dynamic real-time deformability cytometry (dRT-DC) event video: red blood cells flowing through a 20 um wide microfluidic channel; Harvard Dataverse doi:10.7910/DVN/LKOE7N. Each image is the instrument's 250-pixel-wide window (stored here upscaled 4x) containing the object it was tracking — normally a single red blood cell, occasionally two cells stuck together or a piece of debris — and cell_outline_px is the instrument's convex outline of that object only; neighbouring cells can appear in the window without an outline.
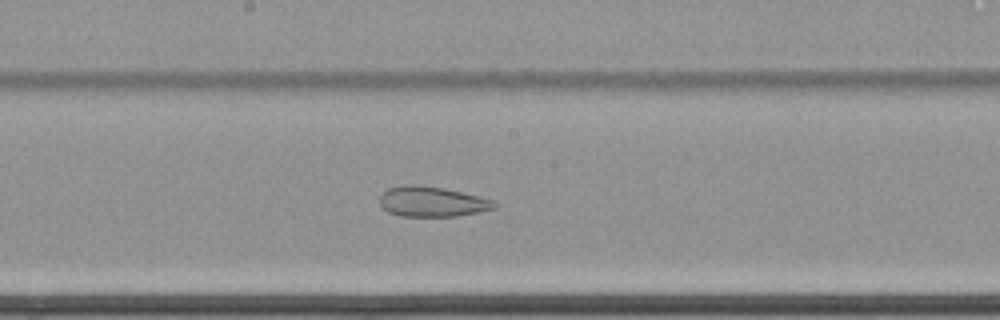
{"species": "common noctule bat (a hibernating species)", "species_latin": "Nyctalus noctula", "temperature_condition": "cold", "stored_images_in_passage": 66, "camera_frame_rate_fps": 3000, "um_per_image_px": 0.085, "animal": {"sex": "female", "body_mass_g": 22.7, "forearm_length_mm": 54.2}, "frame": {"image": 1, "passage_image": 39, "time_ms": 12.667, "image_size_px": [1000, 320], "cell_outline_px": [[496, 208], [480, 212], [456, 216], [400, 216], [388, 212], [380, 204], [380, 196], [388, 188], [400, 184], [420, 184], [444, 188], [480, 196], [492, 200], [496, 204]], "centroid_in_image_um": [36.71, 17.12], "position_along_channel_um": 211.5, "area_um2": 20.35}}
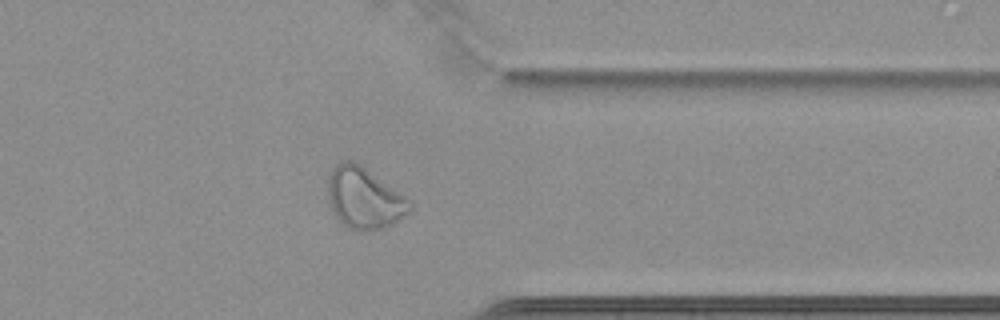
{"frame": {"image": 2, "passage_image": 54, "time_ms": 17.667, "image_size_px": [1000, 320], "cell_outline_px": [[412, 208], [400, 220], [384, 228], [360, 232], [348, 228], [332, 212], [328, 204], [328, 176], [332, 168], [336, 164], [344, 160], [352, 160], [360, 164], [412, 200]], "centroid_in_image_um": [30.96, 16.85], "position_along_channel_um": 380.4, "area_um2": 29.59}}
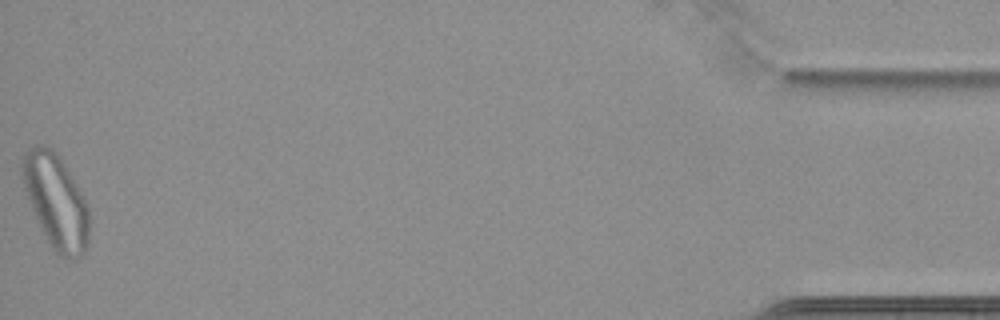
{"frame": {"image": 3, "passage_image": 66, "time_ms": 21.667, "image_size_px": [1000, 320], "cell_outline_px": [[88, 248], [80, 256], [68, 260], [56, 256], [32, 208], [24, 188], [20, 172], [20, 156], [28, 148], [36, 144], [52, 148], [60, 156], [80, 192], [88, 208]], "centroid_in_image_um": [4.72, 17.09], "position_along_channel_um": 430.5, "area_um2": 36.59}}